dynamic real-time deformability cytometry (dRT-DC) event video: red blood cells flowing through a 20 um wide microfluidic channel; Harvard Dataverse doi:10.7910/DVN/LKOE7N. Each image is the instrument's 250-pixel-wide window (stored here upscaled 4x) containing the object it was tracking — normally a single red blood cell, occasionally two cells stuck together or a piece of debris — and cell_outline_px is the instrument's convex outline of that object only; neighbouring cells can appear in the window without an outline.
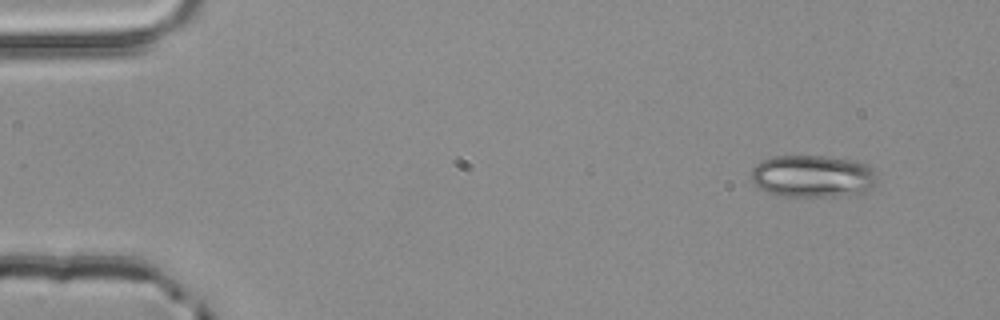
{"species": "common noctule bat (a hibernating species)", "species_latin": "Nyctalus noctula", "temperature_condition": "room temperature", "stored_images_in_passage": 3, "camera_frame_rate_fps": 3000, "um_per_image_px": 0.085, "animal": {"sex": "male", "body_mass_g": 20.4}, "frame": {"image": 1, "passage_image": 1, "time_ms": 0.0, "image_size_px": [1000, 320], "cell_outline_px": [[876, 184], [864, 192], [848, 196], [784, 196], [768, 192], [760, 188], [752, 180], [752, 168], [756, 164], [764, 160], [776, 156], [824, 156], [852, 160], [864, 164], [872, 168], [876, 176]], "centroid_in_image_um": [69.1, 14.98], "position_along_channel_um": 15.9, "area_um2": 30.87}}